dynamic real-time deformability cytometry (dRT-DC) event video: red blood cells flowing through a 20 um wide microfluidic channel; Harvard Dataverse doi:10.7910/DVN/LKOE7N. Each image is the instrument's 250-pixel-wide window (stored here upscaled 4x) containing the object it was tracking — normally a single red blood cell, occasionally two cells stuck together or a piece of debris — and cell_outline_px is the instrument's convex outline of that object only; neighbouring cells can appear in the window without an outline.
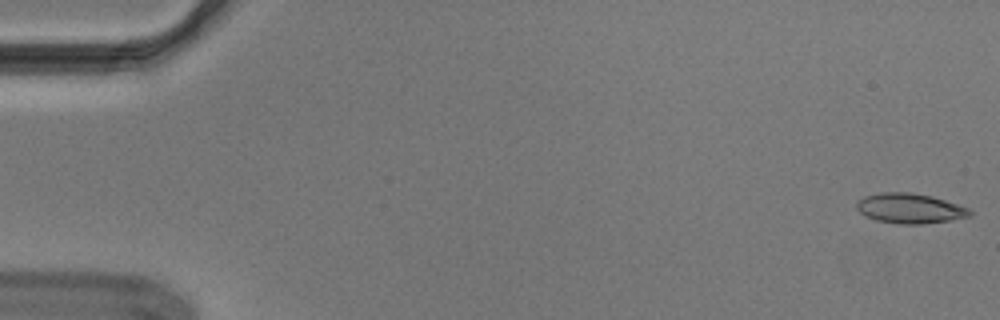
{"species": "Egyptian fruit bat (a non-hibernating species)", "species_latin": "Rousettus aegyptiacus", "temperature_condition": "cold", "stored_images_in_passage": 54, "camera_frame_rate_fps": 3000, "um_per_image_px": 0.085, "animal": {"sex": "male"}, "frame": {"image": 1, "passage_image": 1, "time_ms": 0.0, "image_size_px": [1000, 320], "cell_outline_px": [[972, 216], [948, 220], [920, 224], [900, 224], [876, 220], [864, 216], [856, 208], [856, 200], [864, 196], [880, 192], [912, 192], [932, 196], [968, 208], [972, 212]], "centroid_in_image_um": [77.29, 17.7], "position_along_channel_um": 7.7, "area_um2": 19.83}}
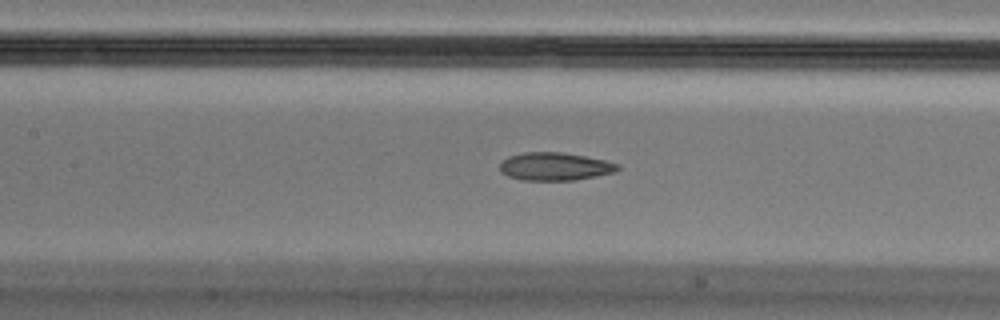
{"frame": {"image": 2, "passage_image": 25, "time_ms": 8.0, "image_size_px": [1000, 320], "cell_outline_px": [[620, 168], [616, 172], [596, 176], [572, 180], [524, 180], [508, 176], [500, 172], [500, 164], [508, 156], [524, 152], [560, 152], [584, 156], [604, 160], [620, 164]], "centroid_in_image_um": [47.17, 14.15], "position_along_channel_um": 160.2, "area_um2": 19.13}}
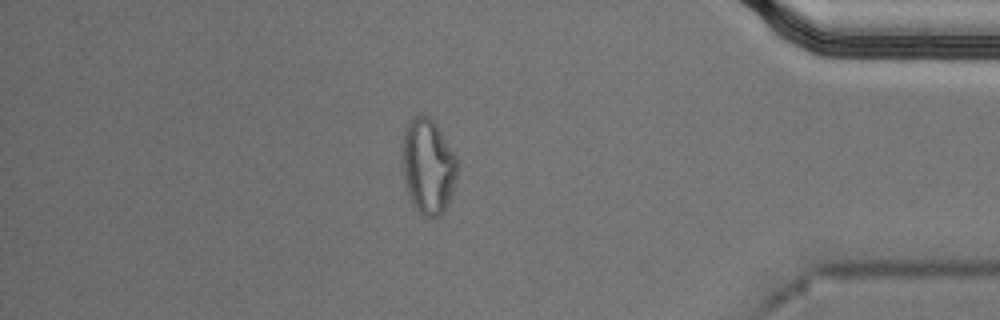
{"frame": {"image": 3, "passage_image": 47, "time_ms": 15.333, "image_size_px": [1000, 320], "cell_outline_px": [[456, 180], [448, 204], [444, 212], [440, 216], [424, 216], [416, 208], [408, 192], [400, 152], [400, 144], [404, 132], [412, 116], [420, 112], [428, 116], [436, 124], [456, 156]], "centroid_in_image_um": [36.36, 14.08], "position_along_channel_um": 398.8, "area_um2": 30.52}, "authors_computed_cell_mechanics": {"area_um2": 19.8543, "velocity_mm_per_s": 3.6952, "shape_relaxation_time_tau1_ms": null, "shape_relaxation_time_tau2_ms": 4.1238, "deformation_change_tau1": null, "deformation_change_tau2": 0.1131}}